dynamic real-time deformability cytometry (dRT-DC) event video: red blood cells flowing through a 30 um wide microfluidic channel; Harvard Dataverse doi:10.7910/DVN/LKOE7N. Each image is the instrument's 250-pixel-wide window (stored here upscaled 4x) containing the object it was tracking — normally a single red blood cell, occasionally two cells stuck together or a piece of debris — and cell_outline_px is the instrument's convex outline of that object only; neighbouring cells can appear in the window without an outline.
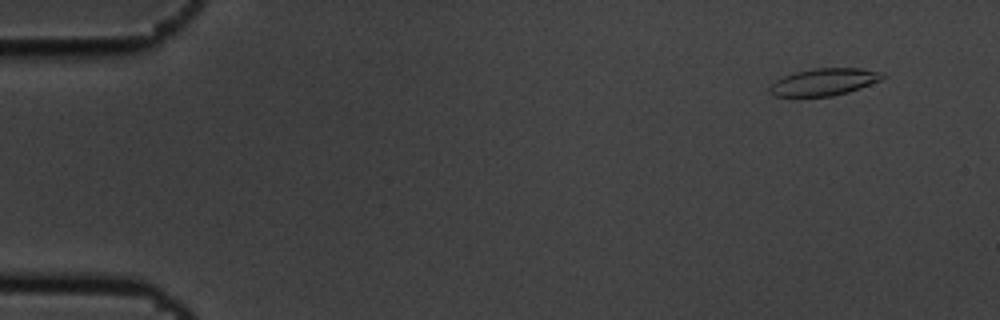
{"species": "common noctule bat (a hibernating species)", "species_latin": "Nyctalus noctula", "temperature_condition": "cold", "stored_images_in_passage": 15, "camera_frame_rate_fps": 3000, "um_per_image_px": 0.085, "animal": {"sex": "male", "body_mass_g": 19.5, "forearm_length_mm": 54.6}, "frame": {"image": 1, "passage_image": 2, "time_ms": 0.333, "image_size_px": [1000, 320], "cell_outline_px": [[888, 76], [880, 80], [860, 88], [848, 92], [832, 96], [776, 96], [768, 92], [768, 88], [776, 80], [784, 76], [796, 72], [816, 68], [860, 68], [884, 72]], "centroid_in_image_um": [70.08, 6.96], "position_along_channel_um": 14.9, "area_um2": 17.8}}
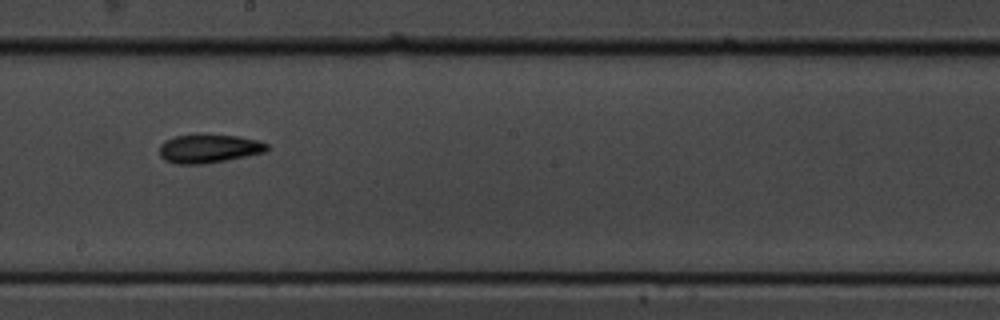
{"frame": {"image": 2, "passage_image": 9, "time_ms": 2.667, "image_size_px": [1000, 320], "cell_outline_px": [[268, 148], [264, 152], [228, 160], [204, 164], [176, 164], [164, 160], [160, 156], [160, 144], [164, 140], [176, 136], [196, 132], [200, 132], [240, 136], [260, 140], [268, 144]], "centroid_in_image_um": [17.73, 12.59], "position_along_channel_um": 230.5, "area_um2": 18.67}}
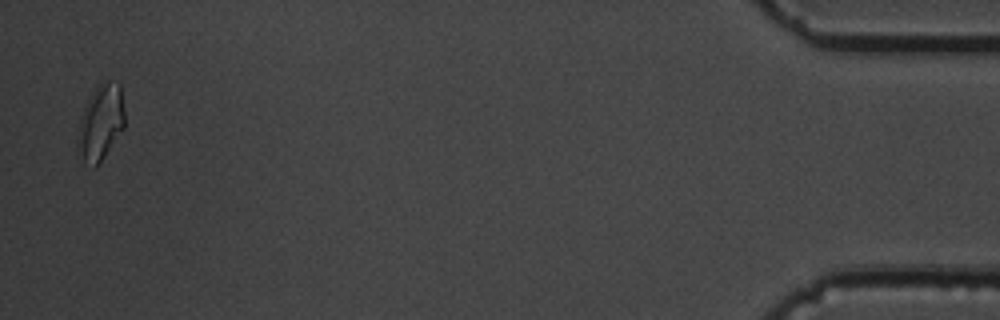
{"frame": {"image": 3, "passage_image": 15, "time_ms": 4.667, "image_size_px": [1000, 320], "cell_outline_px": [[124, 128], [104, 156], [92, 168], [84, 160], [76, 148], [76, 136], [80, 120], [84, 108], [88, 100], [104, 76], [120, 84], [124, 108]], "centroid_in_image_um": [8.56, 10.35], "position_along_channel_um": 426.6, "area_um2": 20.75}}